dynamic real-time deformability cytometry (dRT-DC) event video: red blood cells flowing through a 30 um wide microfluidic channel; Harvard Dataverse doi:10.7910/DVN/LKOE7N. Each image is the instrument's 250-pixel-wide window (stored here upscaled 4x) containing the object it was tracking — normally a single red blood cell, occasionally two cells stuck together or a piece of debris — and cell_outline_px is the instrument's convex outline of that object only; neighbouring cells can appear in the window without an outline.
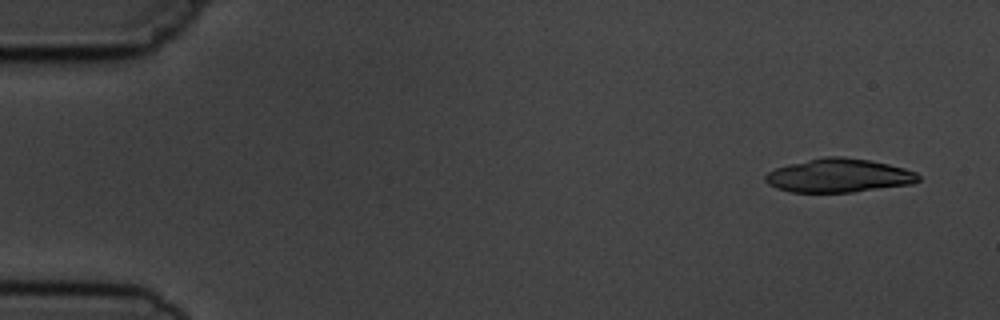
{"species": "common noctule bat (a hibernating species)", "species_latin": "Nyctalus noctula", "temperature_condition": "cold", "stored_images_in_passage": 5, "camera_frame_rate_fps": 3000, "um_per_image_px": 0.085, "animal": {"sex": "male", "body_mass_g": 19.5, "forearm_length_mm": 54.6}, "frame": {"image": 1, "passage_image": 1, "time_ms": 0.0, "image_size_px": [1000, 320], "cell_outline_px": [[920, 180], [912, 184], [852, 192], [792, 192], [776, 188], [768, 184], [764, 180], [764, 176], [768, 172], [776, 168], [788, 164], [824, 156], [844, 156], [868, 160], [888, 164], [904, 168], [916, 172], [920, 176]], "centroid_in_image_um": [71.29, 14.92], "position_along_channel_um": 13.7, "area_um2": 30.06}}